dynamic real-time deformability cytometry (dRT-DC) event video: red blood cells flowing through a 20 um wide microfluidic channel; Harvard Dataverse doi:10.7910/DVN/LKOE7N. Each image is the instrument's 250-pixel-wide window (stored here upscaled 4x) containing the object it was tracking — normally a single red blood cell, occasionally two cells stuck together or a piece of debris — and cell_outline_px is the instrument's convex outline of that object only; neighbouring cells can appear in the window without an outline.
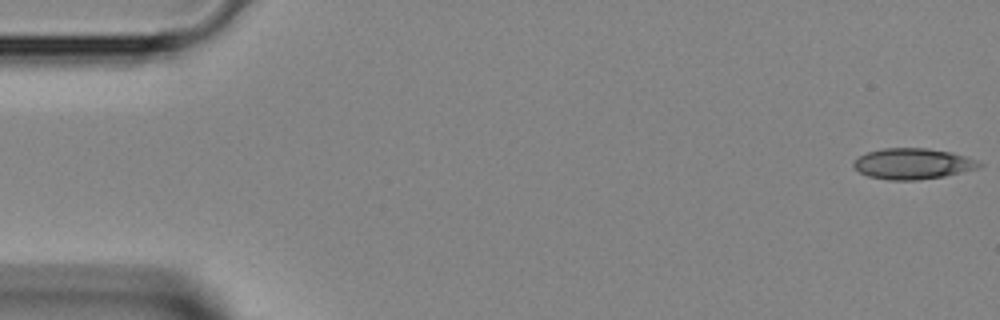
{"species": "Egyptian fruit bat (a non-hibernating species)", "species_latin": "Rousettus aegyptiacus", "temperature_condition": "room temperature", "stored_images_in_passage": 43, "camera_frame_rate_fps": 3000, "um_per_image_px": 0.085, "animal": {"sex": "female"}, "frame": {"image": 1, "passage_image": 1, "time_ms": 0.0, "image_size_px": [1000, 320], "cell_outline_px": [[984, 164], [976, 168], [944, 176], [916, 180], [888, 180], [868, 176], [860, 172], [852, 164], [860, 156], [868, 152], [884, 148], [928, 148], [952, 152], [976, 160]], "centroid_in_image_um": [77.58, 13.91], "position_along_channel_um": 7.4, "area_um2": 22.31}}
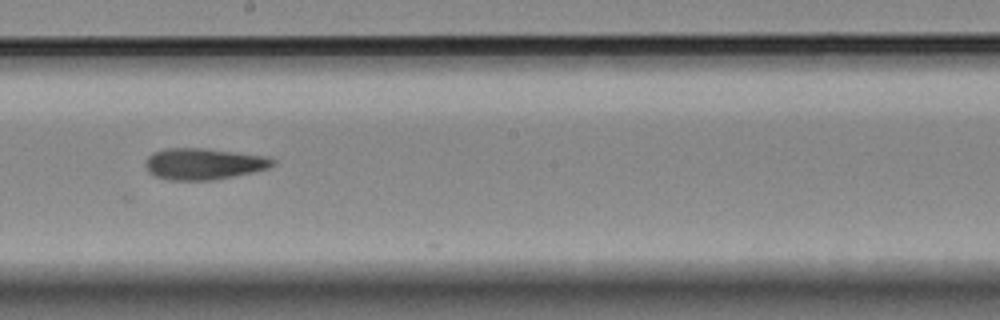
{"frame": {"image": 2, "passage_image": 24, "time_ms": 7.667, "image_size_px": [1000, 320], "cell_outline_px": [[276, 164], [268, 168], [252, 172], [212, 180], [168, 180], [156, 176], [148, 172], [144, 164], [148, 156], [152, 152], [168, 148], [204, 148], [268, 156], [276, 160]], "centroid_in_image_um": [17.31, 13.92], "position_along_channel_um": 230.9, "area_um2": 23.35}}
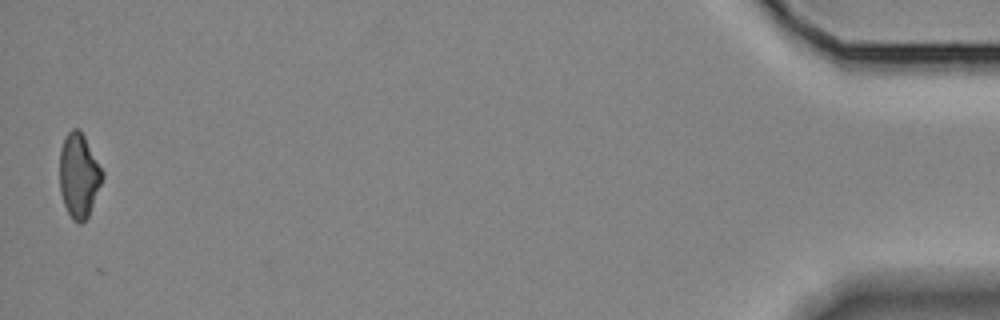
{"frame": {"image": 3, "passage_image": 43, "time_ms": 14.0, "image_size_px": [1000, 320], "cell_outline_px": [[104, 176], [88, 216], [80, 224], [76, 224], [72, 220], [64, 204], [60, 192], [60, 148], [64, 136], [72, 128], [80, 128], [104, 172]], "centroid_in_image_um": [6.7, 14.9], "position_along_channel_um": 428.5, "area_um2": 21.1}}